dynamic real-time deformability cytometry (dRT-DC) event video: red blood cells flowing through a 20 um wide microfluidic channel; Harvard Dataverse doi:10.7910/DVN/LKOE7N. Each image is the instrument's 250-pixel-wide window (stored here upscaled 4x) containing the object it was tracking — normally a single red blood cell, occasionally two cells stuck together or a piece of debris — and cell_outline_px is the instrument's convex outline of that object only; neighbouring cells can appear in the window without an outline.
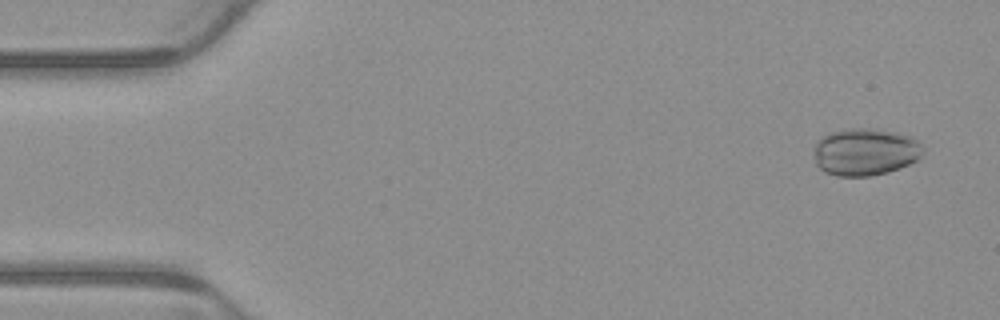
{"species": "common noctule bat (a hibernating species)", "species_latin": "Nyctalus noctula", "temperature_condition": "warm", "stored_images_in_passage": 6, "camera_frame_rate_fps": 3000, "um_per_image_px": 0.085, "animal": {"sex": "male", "body_mass_g": 23.1, "forearm_length_mm": 52.7}, "frame": {"image": 1, "passage_image": 1, "time_ms": 0.0, "image_size_px": [1000, 320], "cell_outline_px": [[924, 152], [916, 160], [900, 168], [888, 172], [872, 176], [836, 176], [824, 172], [816, 164], [812, 148], [820, 136], [828, 132], [848, 128], [872, 128], [896, 132], [912, 136], [924, 148]], "centroid_in_image_um": [73.5, 12.9], "position_along_channel_um": 11.5, "area_um2": 30.63}}
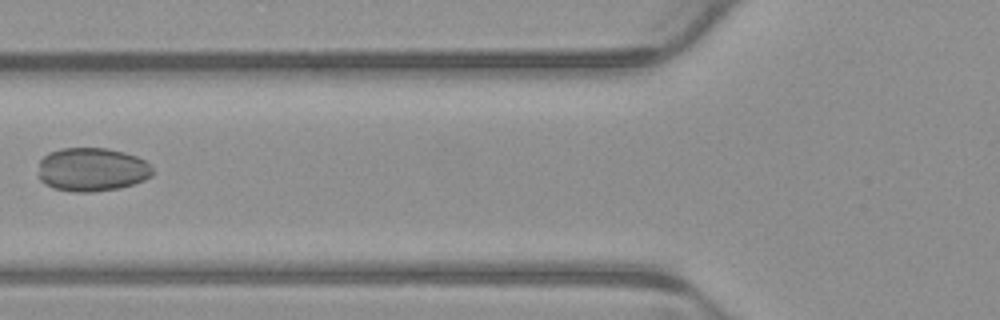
{"frame": {"image": 2, "passage_image": 6, "time_ms": 1.667, "image_size_px": [1000, 320], "cell_outline_px": [[156, 172], [152, 176], [144, 180], [120, 188], [92, 192], [76, 192], [52, 188], [44, 184], [40, 180], [40, 160], [48, 152], [60, 148], [108, 148], [124, 152], [136, 156], [152, 164]], "centroid_in_image_um": [7.86, 14.41], "position_along_channel_um": 117.9, "area_um2": 29.42}}